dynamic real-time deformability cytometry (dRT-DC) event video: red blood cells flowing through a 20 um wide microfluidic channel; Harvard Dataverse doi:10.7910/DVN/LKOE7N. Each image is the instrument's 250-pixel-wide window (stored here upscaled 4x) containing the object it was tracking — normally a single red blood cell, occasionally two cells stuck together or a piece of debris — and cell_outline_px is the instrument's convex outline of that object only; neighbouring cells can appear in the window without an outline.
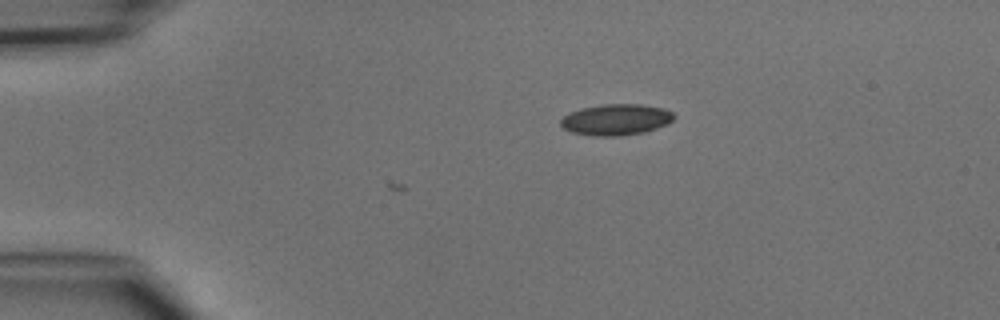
{"species": "common noctule bat (a hibernating species)", "species_latin": "Nyctalus noctula", "temperature_condition": "cold", "stored_images_in_passage": 3, "camera_frame_rate_fps": 3000, "um_per_image_px": 0.085, "animal": {"sex": "male", "body_mass_g": 15.6}, "frame": {"image": 1, "passage_image": 3, "time_ms": 0.667, "image_size_px": [1000, 320], "cell_outline_px": [[676, 116], [668, 124], [644, 132], [620, 136], [592, 136], [572, 132], [564, 128], [560, 124], [560, 120], [564, 116], [580, 108], [604, 104], [640, 104], [664, 108], [672, 112]], "centroid_in_image_um": [52.38, 10.17], "position_along_channel_um": 32.6, "area_um2": 20.58}}